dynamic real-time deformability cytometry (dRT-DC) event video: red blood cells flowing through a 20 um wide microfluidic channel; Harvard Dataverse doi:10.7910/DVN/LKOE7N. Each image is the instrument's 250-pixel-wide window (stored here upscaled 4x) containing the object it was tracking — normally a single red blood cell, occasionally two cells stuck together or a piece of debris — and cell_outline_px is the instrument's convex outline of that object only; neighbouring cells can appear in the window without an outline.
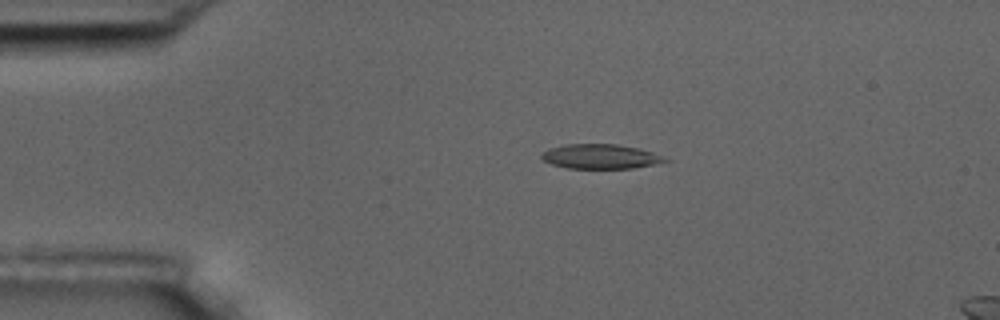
{"species": "common noctule bat (a hibernating species)", "species_latin": "Nyctalus noctula", "temperature_condition": "room temperature", "stored_images_in_passage": 5, "camera_frame_rate_fps": 3000, "um_per_image_px": 0.085, "animal": {"sex": "male", "body_mass_g": 17.5, "forearm_length_mm": 52.3}, "frame": {"image": 1, "passage_image": 4, "time_ms": 3.333, "image_size_px": [1000, 320], "cell_outline_px": [[672, 160], [632, 168], [568, 168], [552, 164], [544, 160], [540, 156], [548, 148], [564, 144], [616, 144], [640, 148], [652, 152]], "centroid_in_image_um": [51.03, 13.29], "position_along_channel_um": 34.0, "area_um2": 17.57}}